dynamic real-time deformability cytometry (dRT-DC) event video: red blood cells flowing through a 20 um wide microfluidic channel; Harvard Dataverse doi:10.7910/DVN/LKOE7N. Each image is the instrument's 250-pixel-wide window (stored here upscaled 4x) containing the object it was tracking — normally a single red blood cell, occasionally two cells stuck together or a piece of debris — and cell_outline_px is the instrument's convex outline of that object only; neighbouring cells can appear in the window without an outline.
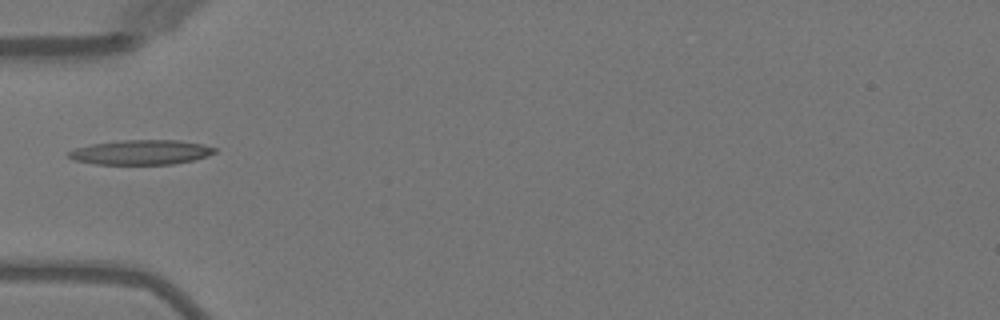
{"species": "Egyptian fruit bat (a non-hibernating species)", "species_latin": "Rousettus aegyptiacus", "temperature_condition": "warm", "stored_images_in_passage": 1, "camera_frame_rate_fps": 3000, "um_per_image_px": 0.085, "animal": {"sex": "female"}, "frame": {"image": 1, "passage_image": 1, "time_ms": 0.0, "image_size_px": [1000, 320], "cell_outline_px": [[216, 152], [208, 156], [192, 160], [172, 164], [96, 164], [72, 160], [68, 156], [68, 152], [76, 148], [92, 144], [120, 140], [180, 140], [204, 144], [216, 148]], "centroid_in_image_um": [12.0, 12.94], "position_along_channel_um": 73.0, "area_um2": 21.04}}